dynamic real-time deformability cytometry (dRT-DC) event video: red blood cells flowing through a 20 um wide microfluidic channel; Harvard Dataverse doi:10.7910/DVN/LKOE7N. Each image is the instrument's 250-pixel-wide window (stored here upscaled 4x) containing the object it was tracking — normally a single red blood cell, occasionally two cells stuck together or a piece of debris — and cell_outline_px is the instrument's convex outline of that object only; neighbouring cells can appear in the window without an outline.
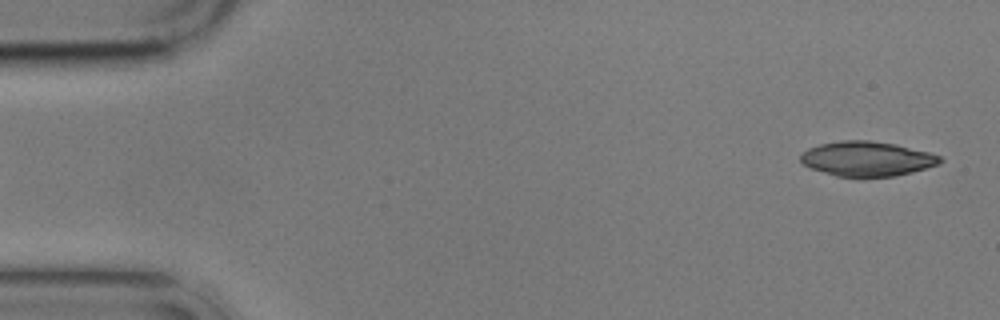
{"species": "common noctule bat (a hibernating species)", "species_latin": "Nyctalus noctula", "temperature_condition": "cold", "stored_images_in_passage": 4, "camera_frame_rate_fps": 3000, "um_per_image_px": 0.085, "animal": {"sex": "male", "body_mass_g": 17.9}, "frame": {"image": 1, "passage_image": 4, "time_ms": 3.667, "image_size_px": [1000, 320], "cell_outline_px": [[944, 160], [940, 164], [912, 172], [896, 176], [836, 176], [812, 168], [804, 164], [800, 160], [800, 156], [808, 148], [820, 144], [840, 140], [868, 140], [896, 144], [928, 152], [940, 156]], "centroid_in_image_um": [73.72, 13.48], "position_along_channel_um": 11.3, "area_um2": 28.03}}